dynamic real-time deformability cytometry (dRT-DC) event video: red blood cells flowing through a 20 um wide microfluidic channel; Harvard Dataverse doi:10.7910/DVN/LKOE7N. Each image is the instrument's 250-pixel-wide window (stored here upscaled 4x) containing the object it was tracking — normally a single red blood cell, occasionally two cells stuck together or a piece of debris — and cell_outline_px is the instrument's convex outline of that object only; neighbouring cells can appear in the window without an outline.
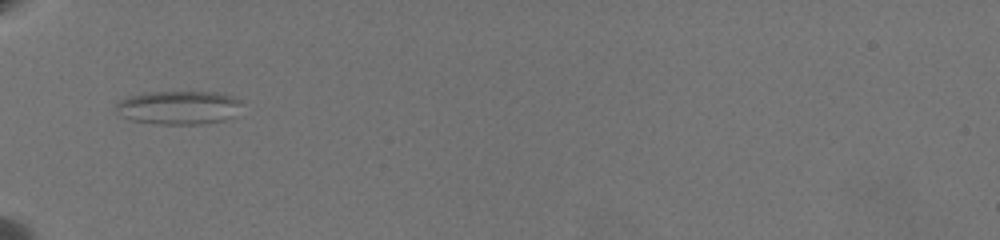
{"species": "common noctule bat (a hibernating species)", "species_latin": "Nyctalus noctula", "temperature_condition": "warm", "stored_images_in_passage": 32, "camera_frame_rate_fps": 3000, "um_per_image_px": 0.085, "animal": {"sex": "female", "body_mass_g": 19.5, "forearm_length_mm": 54.1}, "frame": {"image": 1, "passage_image": 1, "time_ms": 0.0, "image_size_px": [1000, 240], "cell_outline_px": [[244, 100], [236, 116], [224, 120], [200, 124], [160, 124], [132, 120], [120, 116], [116, 108], [116, 104], [120, 100], [128, 96], [148, 92], [220, 92]], "centroid_in_image_um": [15.24, 9.13], "position_along_channel_um": 69.8, "area_um2": 24.91}}
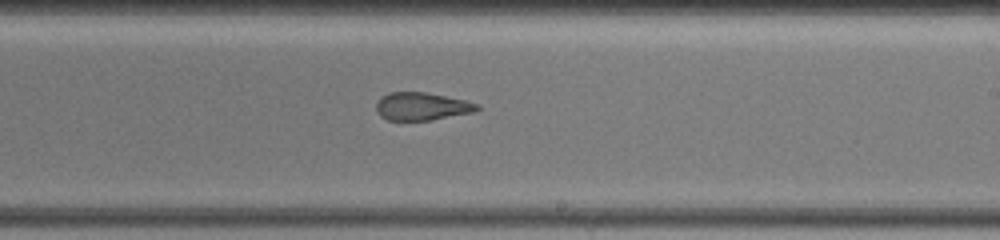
{"frame": {"image": 2, "passage_image": 13, "time_ms": 5.333, "image_size_px": [1000, 240], "cell_outline_px": [[480, 108], [472, 112], [432, 120], [388, 120], [380, 116], [376, 112], [376, 104], [388, 92], [424, 92], [464, 100], [480, 104]], "centroid_in_image_um": [35.84, 9.05], "position_along_channel_um": 253.2, "area_um2": 16.18}}
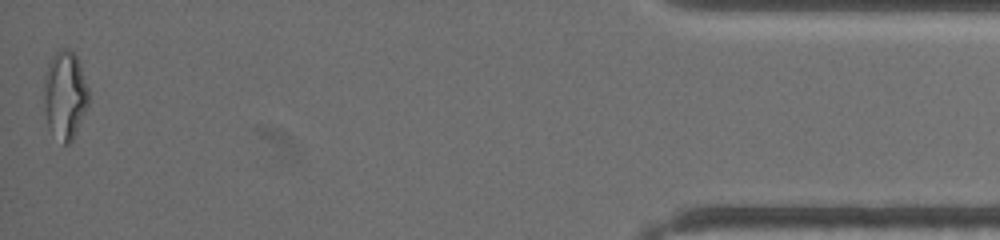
{"frame": {"image": 3, "passage_image": 32, "time_ms": 12.333, "image_size_px": [1000, 240], "cell_outline_px": [[88, 104], [76, 132], [72, 140], [68, 144], [64, 144], [48, 128], [44, 108], [44, 76], [48, 64], [52, 56], [56, 52], [64, 48], [68, 48], [76, 56], [88, 88]], "centroid_in_image_um": [5.5, 8.08], "position_along_channel_um": 429.7, "area_um2": 22.72}, "authors_computed_cell_mechanics": {"area_um2": 18.3804, "velocity_mm_per_s": 3.5469, "shape_relaxation_time_tau1_ms": null, "shape_relaxation_time_tau2_ms": 1.883, "deformation_change_tau1": null, "deformation_change_tau2": 0.1026}}